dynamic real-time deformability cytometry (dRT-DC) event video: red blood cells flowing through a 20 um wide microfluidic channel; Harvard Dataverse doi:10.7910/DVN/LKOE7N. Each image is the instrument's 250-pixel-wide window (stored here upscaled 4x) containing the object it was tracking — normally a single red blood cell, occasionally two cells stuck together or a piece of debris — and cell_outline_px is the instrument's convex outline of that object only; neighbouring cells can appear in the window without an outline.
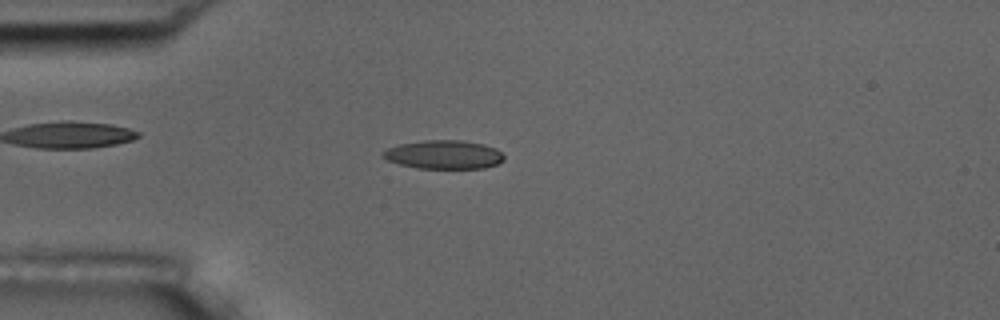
{"species": "common noctule bat (a hibernating species)", "species_latin": "Nyctalus noctula", "temperature_condition": "room temperature", "stored_images_in_passage": 4, "camera_frame_rate_fps": 3000, "um_per_image_px": 0.085, "animal": {"sex": "male", "body_mass_g": 17.5, "forearm_length_mm": 52.3}, "frame": {"image": 1, "passage_image": 4, "time_ms": 3.333, "image_size_px": [1000, 320], "cell_outline_px": [[504, 160], [496, 164], [484, 168], [416, 168], [400, 164], [388, 160], [380, 156], [380, 152], [388, 148], [400, 144], [424, 140], [460, 140], [484, 144], [496, 148], [504, 156]], "centroid_in_image_um": [37.7, 13.14], "position_along_channel_um": 47.3, "area_um2": 20.23}}